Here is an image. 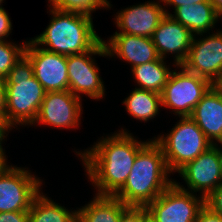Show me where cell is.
Masks as SVG:
<instances>
[{
  "label": "cell",
  "mask_w": 222,
  "mask_h": 222,
  "mask_svg": "<svg viewBox=\"0 0 222 222\" xmlns=\"http://www.w3.org/2000/svg\"><path fill=\"white\" fill-rule=\"evenodd\" d=\"M205 205L218 215L222 216V185L205 199Z\"/></svg>",
  "instance_id": "cell-26"
},
{
  "label": "cell",
  "mask_w": 222,
  "mask_h": 222,
  "mask_svg": "<svg viewBox=\"0 0 222 222\" xmlns=\"http://www.w3.org/2000/svg\"><path fill=\"white\" fill-rule=\"evenodd\" d=\"M177 172L186 182L188 189L178 182L174 181V183L183 190L189 191L190 189L192 193L200 191L204 199L222 185L219 156L214 146L185 164Z\"/></svg>",
  "instance_id": "cell-12"
},
{
  "label": "cell",
  "mask_w": 222,
  "mask_h": 222,
  "mask_svg": "<svg viewBox=\"0 0 222 222\" xmlns=\"http://www.w3.org/2000/svg\"><path fill=\"white\" fill-rule=\"evenodd\" d=\"M50 8L62 11L78 12L92 16L96 9L111 8L108 0H48Z\"/></svg>",
  "instance_id": "cell-23"
},
{
  "label": "cell",
  "mask_w": 222,
  "mask_h": 222,
  "mask_svg": "<svg viewBox=\"0 0 222 222\" xmlns=\"http://www.w3.org/2000/svg\"><path fill=\"white\" fill-rule=\"evenodd\" d=\"M209 0H162V2L165 3L166 7L167 5H171L174 6V10L182 5H195V3H199V2H206Z\"/></svg>",
  "instance_id": "cell-30"
},
{
  "label": "cell",
  "mask_w": 222,
  "mask_h": 222,
  "mask_svg": "<svg viewBox=\"0 0 222 222\" xmlns=\"http://www.w3.org/2000/svg\"><path fill=\"white\" fill-rule=\"evenodd\" d=\"M164 60L163 58H159L131 68L139 89L149 90L159 94L162 93L172 72Z\"/></svg>",
  "instance_id": "cell-20"
},
{
  "label": "cell",
  "mask_w": 222,
  "mask_h": 222,
  "mask_svg": "<svg viewBox=\"0 0 222 222\" xmlns=\"http://www.w3.org/2000/svg\"><path fill=\"white\" fill-rule=\"evenodd\" d=\"M47 28L31 40L41 48L65 56L91 50L102 38L97 35L92 16L51 8ZM46 46V47H43Z\"/></svg>",
  "instance_id": "cell-3"
},
{
  "label": "cell",
  "mask_w": 222,
  "mask_h": 222,
  "mask_svg": "<svg viewBox=\"0 0 222 222\" xmlns=\"http://www.w3.org/2000/svg\"><path fill=\"white\" fill-rule=\"evenodd\" d=\"M0 40V78L6 79L13 65L25 53L27 41L20 46L8 41Z\"/></svg>",
  "instance_id": "cell-24"
},
{
  "label": "cell",
  "mask_w": 222,
  "mask_h": 222,
  "mask_svg": "<svg viewBox=\"0 0 222 222\" xmlns=\"http://www.w3.org/2000/svg\"><path fill=\"white\" fill-rule=\"evenodd\" d=\"M172 70L161 93V106L172 109L179 117L190 116L203 95L213 85L208 79L186 70Z\"/></svg>",
  "instance_id": "cell-6"
},
{
  "label": "cell",
  "mask_w": 222,
  "mask_h": 222,
  "mask_svg": "<svg viewBox=\"0 0 222 222\" xmlns=\"http://www.w3.org/2000/svg\"><path fill=\"white\" fill-rule=\"evenodd\" d=\"M216 85L222 90V79Z\"/></svg>",
  "instance_id": "cell-37"
},
{
  "label": "cell",
  "mask_w": 222,
  "mask_h": 222,
  "mask_svg": "<svg viewBox=\"0 0 222 222\" xmlns=\"http://www.w3.org/2000/svg\"><path fill=\"white\" fill-rule=\"evenodd\" d=\"M205 199L183 190L174 182L146 209L152 222H195Z\"/></svg>",
  "instance_id": "cell-7"
},
{
  "label": "cell",
  "mask_w": 222,
  "mask_h": 222,
  "mask_svg": "<svg viewBox=\"0 0 222 222\" xmlns=\"http://www.w3.org/2000/svg\"><path fill=\"white\" fill-rule=\"evenodd\" d=\"M193 36L180 22L175 21L170 15H165L151 38L160 58L165 59L166 54H175L176 66L186 60Z\"/></svg>",
  "instance_id": "cell-15"
},
{
  "label": "cell",
  "mask_w": 222,
  "mask_h": 222,
  "mask_svg": "<svg viewBox=\"0 0 222 222\" xmlns=\"http://www.w3.org/2000/svg\"><path fill=\"white\" fill-rule=\"evenodd\" d=\"M6 109V85L5 80L0 78V110L4 113Z\"/></svg>",
  "instance_id": "cell-31"
},
{
  "label": "cell",
  "mask_w": 222,
  "mask_h": 222,
  "mask_svg": "<svg viewBox=\"0 0 222 222\" xmlns=\"http://www.w3.org/2000/svg\"><path fill=\"white\" fill-rule=\"evenodd\" d=\"M179 118L168 135L162 134L153 139L161 147L171 173L177 172L213 146L190 116Z\"/></svg>",
  "instance_id": "cell-5"
},
{
  "label": "cell",
  "mask_w": 222,
  "mask_h": 222,
  "mask_svg": "<svg viewBox=\"0 0 222 222\" xmlns=\"http://www.w3.org/2000/svg\"><path fill=\"white\" fill-rule=\"evenodd\" d=\"M1 144L2 142H0V169L7 164L6 155L4 153L5 150H3V146Z\"/></svg>",
  "instance_id": "cell-33"
},
{
  "label": "cell",
  "mask_w": 222,
  "mask_h": 222,
  "mask_svg": "<svg viewBox=\"0 0 222 222\" xmlns=\"http://www.w3.org/2000/svg\"><path fill=\"white\" fill-rule=\"evenodd\" d=\"M3 1L4 0H0V8H2V6L1 5H3L2 3H3Z\"/></svg>",
  "instance_id": "cell-38"
},
{
  "label": "cell",
  "mask_w": 222,
  "mask_h": 222,
  "mask_svg": "<svg viewBox=\"0 0 222 222\" xmlns=\"http://www.w3.org/2000/svg\"><path fill=\"white\" fill-rule=\"evenodd\" d=\"M80 100L69 90L46 92L32 125L36 122L62 129L77 128L83 111Z\"/></svg>",
  "instance_id": "cell-13"
},
{
  "label": "cell",
  "mask_w": 222,
  "mask_h": 222,
  "mask_svg": "<svg viewBox=\"0 0 222 222\" xmlns=\"http://www.w3.org/2000/svg\"><path fill=\"white\" fill-rule=\"evenodd\" d=\"M218 144H220V147L222 146V142H218ZM218 144L217 143H214L213 146L217 149V153H218V156H219V164H220V167H221V175H222V147H218Z\"/></svg>",
  "instance_id": "cell-35"
},
{
  "label": "cell",
  "mask_w": 222,
  "mask_h": 222,
  "mask_svg": "<svg viewBox=\"0 0 222 222\" xmlns=\"http://www.w3.org/2000/svg\"><path fill=\"white\" fill-rule=\"evenodd\" d=\"M28 222H77V210L70 212L41 191L31 204Z\"/></svg>",
  "instance_id": "cell-21"
},
{
  "label": "cell",
  "mask_w": 222,
  "mask_h": 222,
  "mask_svg": "<svg viewBox=\"0 0 222 222\" xmlns=\"http://www.w3.org/2000/svg\"><path fill=\"white\" fill-rule=\"evenodd\" d=\"M33 66L34 77L46 92L69 90L67 56L47 51L27 41L24 53Z\"/></svg>",
  "instance_id": "cell-11"
},
{
  "label": "cell",
  "mask_w": 222,
  "mask_h": 222,
  "mask_svg": "<svg viewBox=\"0 0 222 222\" xmlns=\"http://www.w3.org/2000/svg\"><path fill=\"white\" fill-rule=\"evenodd\" d=\"M107 56H117L130 63L131 68L159 59L152 38L135 36L130 34H113L103 40Z\"/></svg>",
  "instance_id": "cell-16"
},
{
  "label": "cell",
  "mask_w": 222,
  "mask_h": 222,
  "mask_svg": "<svg viewBox=\"0 0 222 222\" xmlns=\"http://www.w3.org/2000/svg\"><path fill=\"white\" fill-rule=\"evenodd\" d=\"M123 104H125L130 116L146 122L159 114L161 94L135 87V89L130 92V95L123 101Z\"/></svg>",
  "instance_id": "cell-22"
},
{
  "label": "cell",
  "mask_w": 222,
  "mask_h": 222,
  "mask_svg": "<svg viewBox=\"0 0 222 222\" xmlns=\"http://www.w3.org/2000/svg\"><path fill=\"white\" fill-rule=\"evenodd\" d=\"M160 2L162 0L158 2L148 1L145 4L133 5L117 12L115 23L120 32L116 31L114 34H130L151 38L160 21L165 15L170 14L160 5Z\"/></svg>",
  "instance_id": "cell-14"
},
{
  "label": "cell",
  "mask_w": 222,
  "mask_h": 222,
  "mask_svg": "<svg viewBox=\"0 0 222 222\" xmlns=\"http://www.w3.org/2000/svg\"><path fill=\"white\" fill-rule=\"evenodd\" d=\"M12 128L9 126L5 114L0 110V131L6 136L8 135L6 132H9L8 130H11Z\"/></svg>",
  "instance_id": "cell-32"
},
{
  "label": "cell",
  "mask_w": 222,
  "mask_h": 222,
  "mask_svg": "<svg viewBox=\"0 0 222 222\" xmlns=\"http://www.w3.org/2000/svg\"><path fill=\"white\" fill-rule=\"evenodd\" d=\"M169 174L161 147L151 139L138 152L124 186L114 197L127 206L146 207L174 182Z\"/></svg>",
  "instance_id": "cell-2"
},
{
  "label": "cell",
  "mask_w": 222,
  "mask_h": 222,
  "mask_svg": "<svg viewBox=\"0 0 222 222\" xmlns=\"http://www.w3.org/2000/svg\"><path fill=\"white\" fill-rule=\"evenodd\" d=\"M149 142L138 141L126 131L105 136L93 147L79 152L96 195L114 196L125 184L138 152Z\"/></svg>",
  "instance_id": "cell-1"
},
{
  "label": "cell",
  "mask_w": 222,
  "mask_h": 222,
  "mask_svg": "<svg viewBox=\"0 0 222 222\" xmlns=\"http://www.w3.org/2000/svg\"><path fill=\"white\" fill-rule=\"evenodd\" d=\"M42 182L25 168L0 169V212L29 211Z\"/></svg>",
  "instance_id": "cell-8"
},
{
  "label": "cell",
  "mask_w": 222,
  "mask_h": 222,
  "mask_svg": "<svg viewBox=\"0 0 222 222\" xmlns=\"http://www.w3.org/2000/svg\"><path fill=\"white\" fill-rule=\"evenodd\" d=\"M195 222H222V216L204 205L199 211Z\"/></svg>",
  "instance_id": "cell-29"
},
{
  "label": "cell",
  "mask_w": 222,
  "mask_h": 222,
  "mask_svg": "<svg viewBox=\"0 0 222 222\" xmlns=\"http://www.w3.org/2000/svg\"><path fill=\"white\" fill-rule=\"evenodd\" d=\"M12 29V23L8 13L3 7L0 8V40H6Z\"/></svg>",
  "instance_id": "cell-28"
},
{
  "label": "cell",
  "mask_w": 222,
  "mask_h": 222,
  "mask_svg": "<svg viewBox=\"0 0 222 222\" xmlns=\"http://www.w3.org/2000/svg\"><path fill=\"white\" fill-rule=\"evenodd\" d=\"M173 13L169 15L195 36H203V33L215 28L216 22L222 18L210 1L195 3V5H182L176 8Z\"/></svg>",
  "instance_id": "cell-18"
},
{
  "label": "cell",
  "mask_w": 222,
  "mask_h": 222,
  "mask_svg": "<svg viewBox=\"0 0 222 222\" xmlns=\"http://www.w3.org/2000/svg\"><path fill=\"white\" fill-rule=\"evenodd\" d=\"M181 65L217 84L222 79V31L198 40L194 35L187 58Z\"/></svg>",
  "instance_id": "cell-10"
},
{
  "label": "cell",
  "mask_w": 222,
  "mask_h": 222,
  "mask_svg": "<svg viewBox=\"0 0 222 222\" xmlns=\"http://www.w3.org/2000/svg\"><path fill=\"white\" fill-rule=\"evenodd\" d=\"M29 211L0 212V222H28Z\"/></svg>",
  "instance_id": "cell-27"
},
{
  "label": "cell",
  "mask_w": 222,
  "mask_h": 222,
  "mask_svg": "<svg viewBox=\"0 0 222 222\" xmlns=\"http://www.w3.org/2000/svg\"><path fill=\"white\" fill-rule=\"evenodd\" d=\"M190 117L212 144L222 142V90L216 84L203 95Z\"/></svg>",
  "instance_id": "cell-17"
},
{
  "label": "cell",
  "mask_w": 222,
  "mask_h": 222,
  "mask_svg": "<svg viewBox=\"0 0 222 222\" xmlns=\"http://www.w3.org/2000/svg\"><path fill=\"white\" fill-rule=\"evenodd\" d=\"M128 207L114 196L96 195L91 202L78 208L77 222H120Z\"/></svg>",
  "instance_id": "cell-19"
},
{
  "label": "cell",
  "mask_w": 222,
  "mask_h": 222,
  "mask_svg": "<svg viewBox=\"0 0 222 222\" xmlns=\"http://www.w3.org/2000/svg\"><path fill=\"white\" fill-rule=\"evenodd\" d=\"M4 138H6V136L0 131V142H3Z\"/></svg>",
  "instance_id": "cell-36"
},
{
  "label": "cell",
  "mask_w": 222,
  "mask_h": 222,
  "mask_svg": "<svg viewBox=\"0 0 222 222\" xmlns=\"http://www.w3.org/2000/svg\"><path fill=\"white\" fill-rule=\"evenodd\" d=\"M214 8L222 15V0H209Z\"/></svg>",
  "instance_id": "cell-34"
},
{
  "label": "cell",
  "mask_w": 222,
  "mask_h": 222,
  "mask_svg": "<svg viewBox=\"0 0 222 222\" xmlns=\"http://www.w3.org/2000/svg\"><path fill=\"white\" fill-rule=\"evenodd\" d=\"M93 55L108 57L103 39L85 53L67 56L69 91L79 98H82L81 93L94 100H100L105 96V87Z\"/></svg>",
  "instance_id": "cell-9"
},
{
  "label": "cell",
  "mask_w": 222,
  "mask_h": 222,
  "mask_svg": "<svg viewBox=\"0 0 222 222\" xmlns=\"http://www.w3.org/2000/svg\"><path fill=\"white\" fill-rule=\"evenodd\" d=\"M5 118L10 127L32 125L37 117L46 91L34 77L30 59L23 54L5 79Z\"/></svg>",
  "instance_id": "cell-4"
},
{
  "label": "cell",
  "mask_w": 222,
  "mask_h": 222,
  "mask_svg": "<svg viewBox=\"0 0 222 222\" xmlns=\"http://www.w3.org/2000/svg\"><path fill=\"white\" fill-rule=\"evenodd\" d=\"M150 216L146 207L129 206L123 213L120 222H148Z\"/></svg>",
  "instance_id": "cell-25"
}]
</instances>
